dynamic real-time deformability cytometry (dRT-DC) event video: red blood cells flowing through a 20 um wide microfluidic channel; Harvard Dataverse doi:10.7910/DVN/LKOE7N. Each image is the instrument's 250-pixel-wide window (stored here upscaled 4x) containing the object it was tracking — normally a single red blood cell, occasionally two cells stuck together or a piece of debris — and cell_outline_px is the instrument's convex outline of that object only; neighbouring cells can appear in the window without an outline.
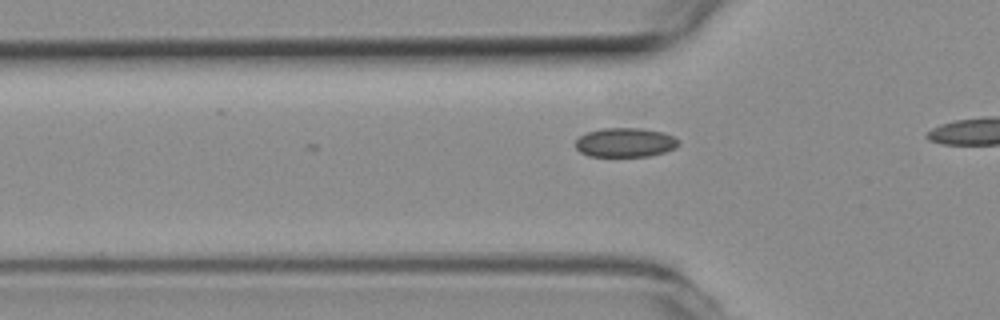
{"species": "common noctule bat (a hibernating species)", "species_latin": "Nyctalus noctula", "temperature_condition": "room temperature", "stored_images_in_passage": 4, "camera_frame_rate_fps": 3000, "um_per_image_px": 0.085, "animal": {"sex": "female", "body_mass_g": 19.3, "forearm_length_mm": 54.1}, "frame": {"image": 1, "passage_image": 2, "time_ms": 0.333, "image_size_px": [1000, 320], "cell_outline_px": [[680, 144], [676, 148], [664, 152], [648, 156], [588, 156], [580, 152], [576, 148], [576, 140], [580, 136], [588, 132], [604, 128], [640, 128], [664, 132], [680, 140]], "centroid_in_image_um": [53.17, 12.11], "position_along_channel_um": 72.6, "area_um2": 17.57}}